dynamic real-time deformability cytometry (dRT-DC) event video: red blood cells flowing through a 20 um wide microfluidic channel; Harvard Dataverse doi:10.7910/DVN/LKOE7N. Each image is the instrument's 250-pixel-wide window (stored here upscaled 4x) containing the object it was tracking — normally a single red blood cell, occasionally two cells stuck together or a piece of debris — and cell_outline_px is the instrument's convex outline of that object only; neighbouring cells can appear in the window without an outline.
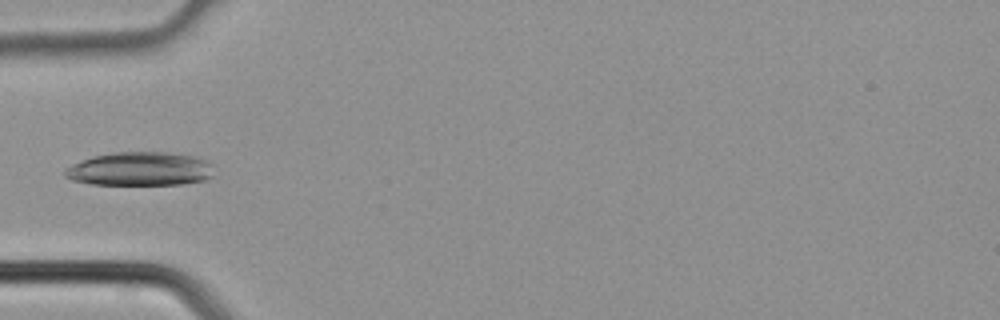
{"species": "common noctule bat (a hibernating species)", "species_latin": "Nyctalus noctula", "temperature_condition": "cold", "stored_images_in_passage": 4, "camera_frame_rate_fps": 3000, "um_per_image_px": 0.085, "animal": {"sex": "male", "body_mass_g": 21.5, "forearm_length_mm": 52.0}, "frame": {"image": 1, "passage_image": 4, "time_ms": 1.0, "image_size_px": [1000, 320], "cell_outline_px": [[212, 176], [204, 180], [184, 184], [92, 184], [72, 180], [64, 176], [64, 168], [72, 164], [92, 156], [112, 152], [168, 152], [192, 156], [208, 160], [212, 164]], "centroid_in_image_um": [11.89, 14.35], "position_along_channel_um": 73.1, "area_um2": 29.36}}